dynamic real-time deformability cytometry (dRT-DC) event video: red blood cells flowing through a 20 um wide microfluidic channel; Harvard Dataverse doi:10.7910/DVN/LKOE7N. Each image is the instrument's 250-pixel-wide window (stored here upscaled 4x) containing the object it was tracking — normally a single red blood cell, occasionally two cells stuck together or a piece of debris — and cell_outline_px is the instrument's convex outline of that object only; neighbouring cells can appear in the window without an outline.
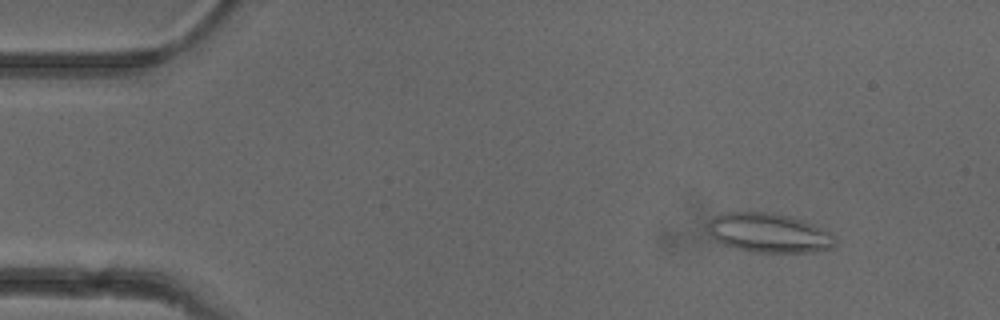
{"species": "common noctule bat (a hibernating species)", "species_latin": "Nyctalus noctula", "temperature_condition": "cold", "stored_images_in_passage": 53, "camera_frame_rate_fps": 3000, "um_per_image_px": 0.085, "animal": {"sex": "female"}, "frame": {"image": 1, "passage_image": 6, "time_ms": 1.667, "image_size_px": [1000, 320], "cell_outline_px": [[836, 244], [832, 248], [812, 252], [756, 252], [736, 248], [724, 244], [716, 240], [708, 232], [708, 224], [716, 216], [724, 212], [772, 212], [792, 216], [804, 220], [836, 236]], "centroid_in_image_um": [65.39, 19.79], "position_along_channel_um": 19.6, "area_um2": 29.13}}
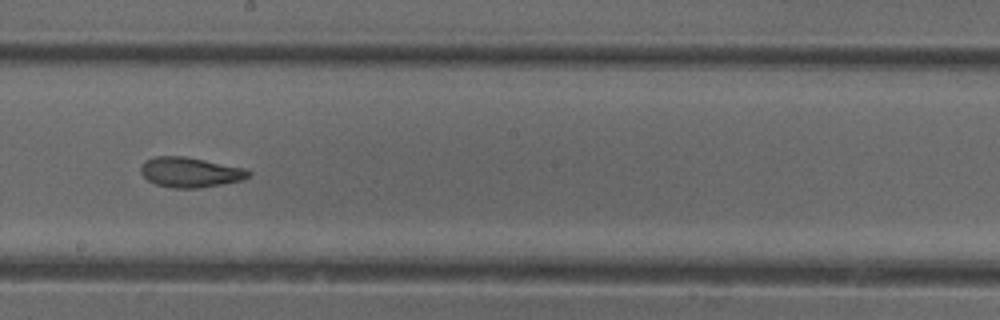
{"frame": {"image": 2, "passage_image": 29, "time_ms": 9.333, "image_size_px": [1000, 320], "cell_outline_px": [[252, 176], [244, 180], [200, 188], [172, 188], [156, 184], [148, 180], [140, 172], [140, 168], [144, 160], [156, 156], [184, 156], [244, 168], [252, 172]], "centroid_in_image_um": [16.18, 14.65], "position_along_channel_um": 232.0, "area_um2": 18.96}}
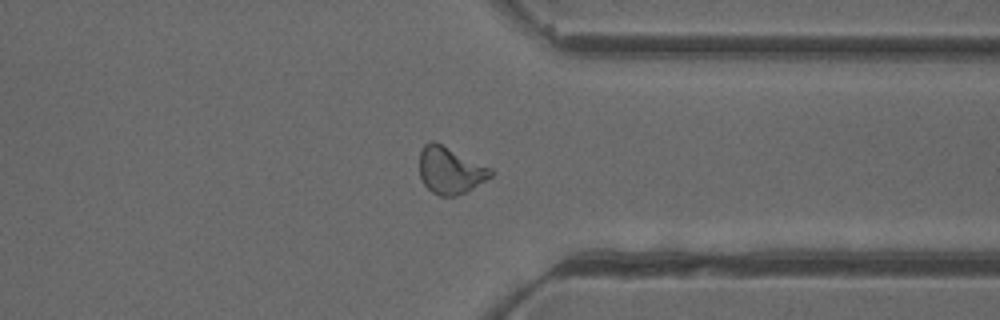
{"frame": {"image": 3, "passage_image": 40, "time_ms": 13.0, "image_size_px": [1000, 320], "cell_outline_px": [[496, 172], [492, 176], [472, 188], [456, 196], [440, 196], [432, 192], [424, 184], [420, 176], [420, 152], [424, 144], [428, 140], [436, 140], [492, 168]], "centroid_in_image_um": [38.27, 14.44], "position_along_channel_um": 373.1, "area_um2": 19.77}, "authors_computed_cell_mechanics": {"area_um2": 19.8832, "velocity_mm_per_s": 3.935, "shape_relaxation_time_tau1_ms": null, "shape_relaxation_time_tau2_ms": 2.3108, "deformation_change_tau1": null, "deformation_change_tau2": 0.1007}}